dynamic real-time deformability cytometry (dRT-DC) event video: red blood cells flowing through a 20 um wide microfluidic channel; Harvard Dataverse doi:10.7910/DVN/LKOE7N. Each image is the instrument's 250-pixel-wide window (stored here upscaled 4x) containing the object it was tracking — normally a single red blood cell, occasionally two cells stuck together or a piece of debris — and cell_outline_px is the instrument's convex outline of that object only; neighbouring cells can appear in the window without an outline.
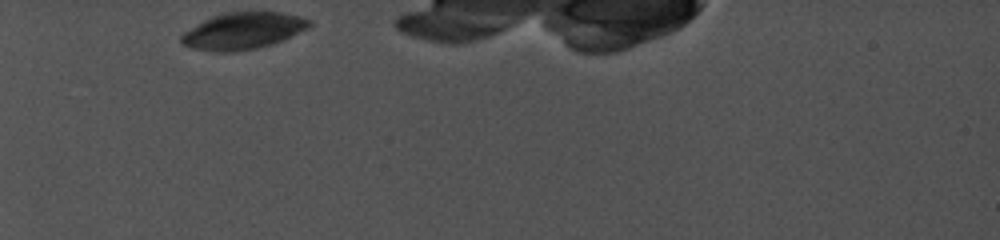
{"species": "common noctule bat (a hibernating species)", "species_latin": "Nyctalus noctula", "temperature_condition": "cold", "stored_images_in_passage": 56, "segment_of_instrument_passage": [1, 2], "camera_frame_rate_fps": 5000, "um_per_image_px": 0.085, "animal": {"sex": "female", "body_mass_g": 19.0, "forearm_length_mm": 56.7}, "frame": {"image": 1, "passage_image": 1, "time_ms": 0.0, "image_size_px": [1000, 240], "cell_outline_px": [[312, 24], [308, 28], [272, 44], [256, 48], [236, 52], [216, 52], [192, 48], [180, 44], [180, 36], [184, 32], [204, 20], [212, 16], [224, 12], [280, 12], [300, 16], [312, 20]], "centroid_in_image_um": [20.64, 2.63], "position_along_channel_um": 64.4, "area_um2": 27.4}}
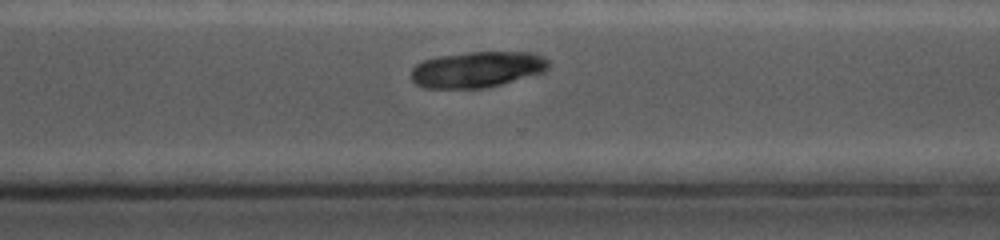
{"frame": {"image": 2, "passage_image": 45, "time_ms": 7.8, "image_size_px": [1000, 240], "cell_outline_px": [[548, 68], [544, 72], [500, 84], [484, 88], [424, 88], [416, 84], [412, 80], [412, 68], [416, 64], [424, 60], [436, 56], [472, 52], [532, 52], [548, 60]], "centroid_in_image_um": [40.53, 5.9], "position_along_channel_um": 330.1, "area_um2": 28.67}}
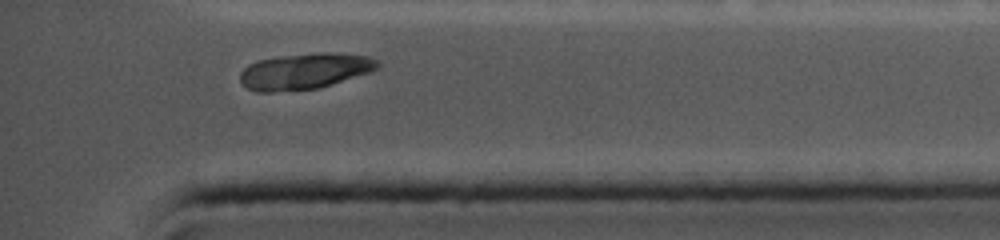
{"frame": {"image": 3, "passage_image": 53, "time_ms": 9.8, "image_size_px": [1000, 240], "cell_outline_px": [[380, 68], [368, 72], [316, 88], [272, 92], [256, 92], [240, 84], [240, 72], [248, 64], [256, 60], [284, 56], [320, 52], [336, 52], [372, 56], [380, 60]], "centroid_in_image_um": [25.9, 6.03], "position_along_channel_um": 409.3, "area_um2": 28.84}}